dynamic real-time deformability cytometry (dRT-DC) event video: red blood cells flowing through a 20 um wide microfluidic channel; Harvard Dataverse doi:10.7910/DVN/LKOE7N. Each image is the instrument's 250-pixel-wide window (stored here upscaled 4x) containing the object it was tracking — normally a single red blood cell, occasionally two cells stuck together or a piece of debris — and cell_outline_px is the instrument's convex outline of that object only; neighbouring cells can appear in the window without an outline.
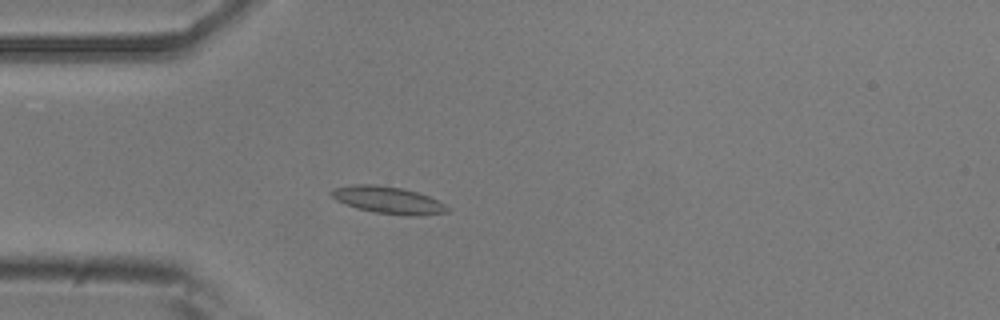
{"species": "common noctule bat (a hibernating species)", "species_latin": "Nyctalus noctula", "temperature_condition": "room temperature", "stored_images_in_passage": 53, "camera_frame_rate_fps": 3000, "um_per_image_px": 0.085, "animal": {"sex": "male", "body_mass_g": 20.5, "forearm_length_mm": 52.5}, "frame": {"image": 1, "passage_image": 15, "time_ms": 4.667, "image_size_px": [1000, 320], "cell_outline_px": [[452, 208], [448, 212], [420, 216], [404, 216], [372, 212], [356, 208], [336, 200], [328, 192], [332, 188], [352, 184], [376, 184], [404, 188], [428, 196]], "centroid_in_image_um": [32.98, 17.01], "position_along_channel_um": 52.0, "area_um2": 18.67}}
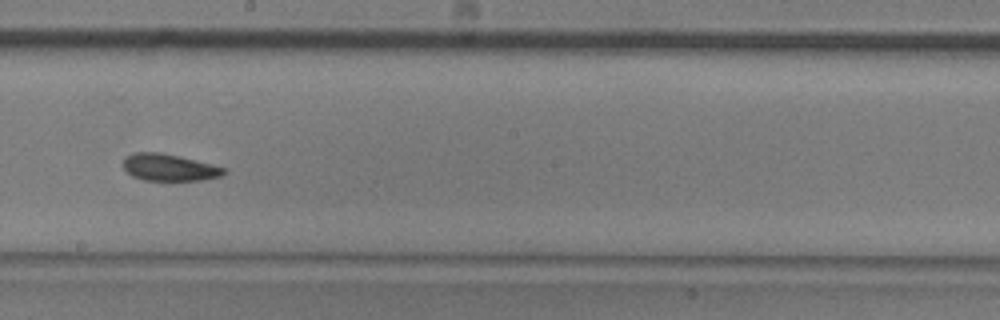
{"frame": {"image": 2, "passage_image": 30, "time_ms": 9.667, "image_size_px": [1000, 320], "cell_outline_px": [[228, 172], [220, 176], [204, 180], [144, 180], [132, 176], [120, 164], [124, 156], [132, 152], [160, 152], [212, 164], [228, 168]], "centroid_in_image_um": [14.36, 14.22], "position_along_channel_um": 233.8, "area_um2": 16.01}}
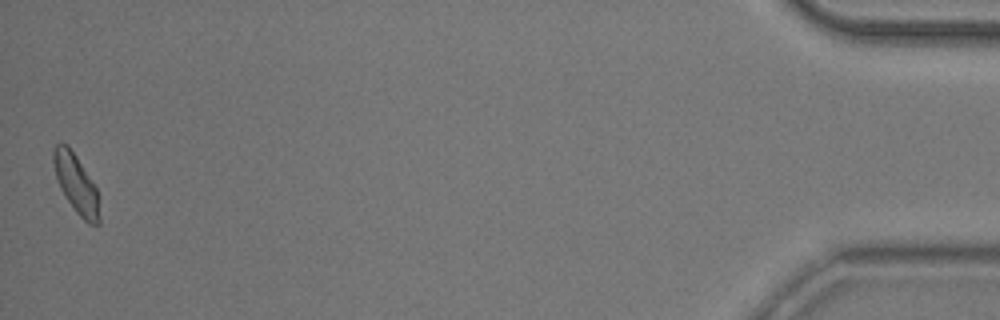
{"frame": {"image": 3, "passage_image": 53, "time_ms": 17.333, "image_size_px": [1000, 320], "cell_outline_px": [[100, 224], [88, 224], [76, 212], [60, 188], [56, 176], [52, 160], [52, 152], [56, 144], [68, 144], [76, 156], [96, 188], [100, 216]], "centroid_in_image_um": [6.46, 15.63], "position_along_channel_um": 428.7, "area_um2": 15.43}, "authors_computed_cell_mechanics": {"area_um2": 16.2418, "velocity_mm_per_s": 3.7812, "shape_relaxation_time_tau1_ms": 6.0547, "shape_relaxation_time_tau2_ms": 2.887, "deformation_change_tau1": 0.1231, "deformation_change_tau2": 0.0696}}